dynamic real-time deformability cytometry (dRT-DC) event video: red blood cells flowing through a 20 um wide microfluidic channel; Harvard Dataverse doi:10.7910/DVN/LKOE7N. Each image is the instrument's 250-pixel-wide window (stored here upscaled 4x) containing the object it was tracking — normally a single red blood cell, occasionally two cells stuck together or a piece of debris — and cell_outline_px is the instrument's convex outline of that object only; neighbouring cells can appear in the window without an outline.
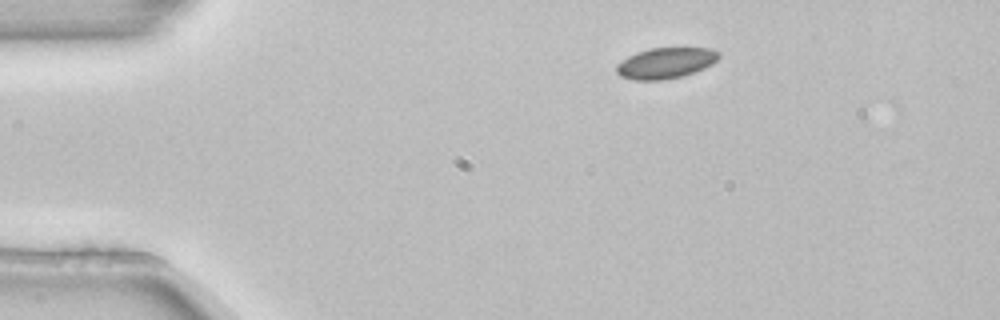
{"species": "common noctule bat (a hibernating species)", "species_latin": "Nyctalus noctula", "temperature_condition": "room temperature", "stored_images_in_passage": 3, "camera_frame_rate_fps": 3000, "um_per_image_px": 0.085, "animal": {"sex": "female", "body_mass_g": 22.7, "forearm_length_mm": 54.2}, "frame": {"image": 1, "passage_image": 1, "time_ms": 0.0, "image_size_px": [1000, 320], "cell_outline_px": [[720, 56], [712, 64], [704, 68], [680, 76], [660, 80], [636, 80], [620, 76], [616, 72], [616, 64], [620, 60], [636, 52], [648, 48], [712, 48], [720, 52]], "centroid_in_image_um": [56.55, 5.34], "position_along_channel_um": 28.4, "area_um2": 18.38}}
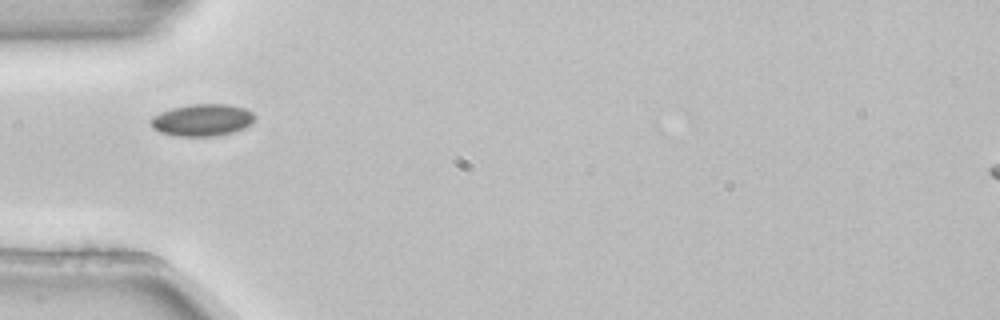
{"frame": {"image": 2, "passage_image": 3, "time_ms": 0.667, "image_size_px": [1000, 320], "cell_outline_px": [[256, 120], [252, 124], [244, 128], [232, 132], [216, 136], [180, 136], [160, 132], [152, 128], [152, 116], [160, 112], [172, 108], [192, 104], [228, 104], [244, 108], [252, 112], [256, 116]], "centroid_in_image_um": [17.23, 10.2], "position_along_channel_um": 67.8, "area_um2": 19.42}}